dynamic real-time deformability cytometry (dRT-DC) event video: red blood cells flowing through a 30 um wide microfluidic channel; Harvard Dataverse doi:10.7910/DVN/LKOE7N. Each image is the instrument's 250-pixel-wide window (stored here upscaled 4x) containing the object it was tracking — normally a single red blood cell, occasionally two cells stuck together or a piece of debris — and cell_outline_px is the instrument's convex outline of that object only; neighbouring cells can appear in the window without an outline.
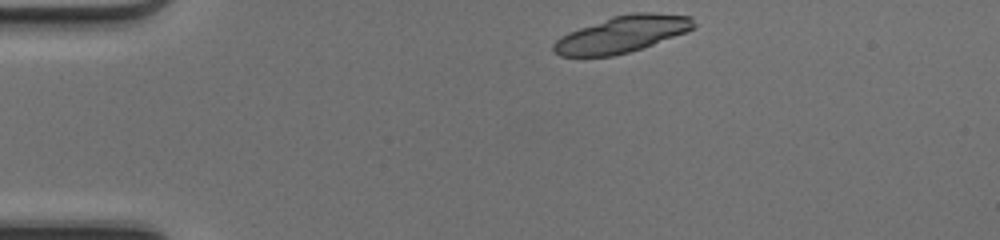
{"species": "common noctule bat (a hibernating species)", "species_latin": "Nyctalus noctula", "temperature_condition": "cold", "stored_images_in_passage": 40, "segment_of_instrument_passage": [1, 2], "camera_frame_rate_fps": 3000, "um_per_image_px": 0.085, "animal": {"sex": "female", "body_mass_g": 17.0, "forearm_length_mm": 48.0}, "frame": {"image": 1, "passage_image": 1, "time_ms": 0.0, "image_size_px": [1000, 240], "cell_outline_px": [[696, 24], [692, 28], [684, 32], [652, 44], [628, 52], [612, 56], [560, 56], [552, 52], [552, 44], [560, 36], [568, 32], [612, 16], [632, 12], [652, 12], [692, 16]], "centroid_in_image_um": [52.82, 2.9], "position_along_channel_um": 32.2, "area_um2": 29.71}}